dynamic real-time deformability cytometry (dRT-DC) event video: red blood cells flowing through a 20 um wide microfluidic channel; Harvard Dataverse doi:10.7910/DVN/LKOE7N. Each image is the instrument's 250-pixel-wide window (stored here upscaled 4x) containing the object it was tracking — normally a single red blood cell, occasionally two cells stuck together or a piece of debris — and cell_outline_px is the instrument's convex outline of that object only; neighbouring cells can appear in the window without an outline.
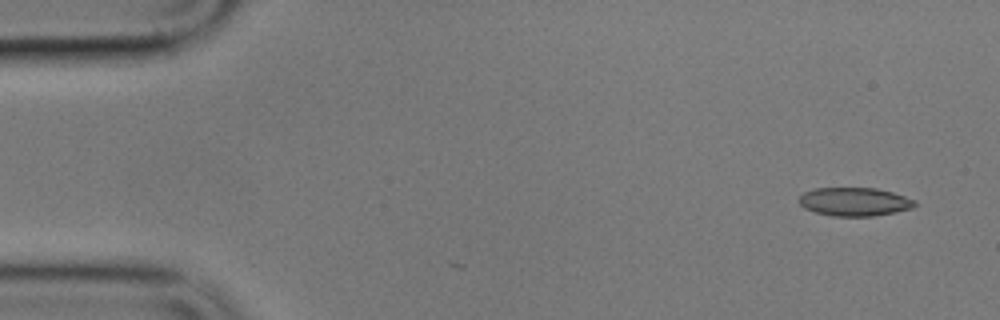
{"species": "common noctule bat (a hibernating species)", "species_latin": "Nyctalus noctula", "temperature_condition": "cold", "stored_images_in_passage": 3, "camera_frame_rate_fps": 3000, "um_per_image_px": 0.085, "animal": {"sex": "male", "body_mass_g": 17.9}, "frame": {"image": 1, "passage_image": 1, "time_ms": 0.0, "image_size_px": [1000, 320], "cell_outline_px": [[916, 204], [912, 208], [872, 216], [832, 216], [816, 212], [804, 208], [796, 200], [804, 192], [812, 188], [876, 188], [892, 192], [916, 200]], "centroid_in_image_um": [72.59, 17.14], "position_along_channel_um": 12.4, "area_um2": 19.19}}